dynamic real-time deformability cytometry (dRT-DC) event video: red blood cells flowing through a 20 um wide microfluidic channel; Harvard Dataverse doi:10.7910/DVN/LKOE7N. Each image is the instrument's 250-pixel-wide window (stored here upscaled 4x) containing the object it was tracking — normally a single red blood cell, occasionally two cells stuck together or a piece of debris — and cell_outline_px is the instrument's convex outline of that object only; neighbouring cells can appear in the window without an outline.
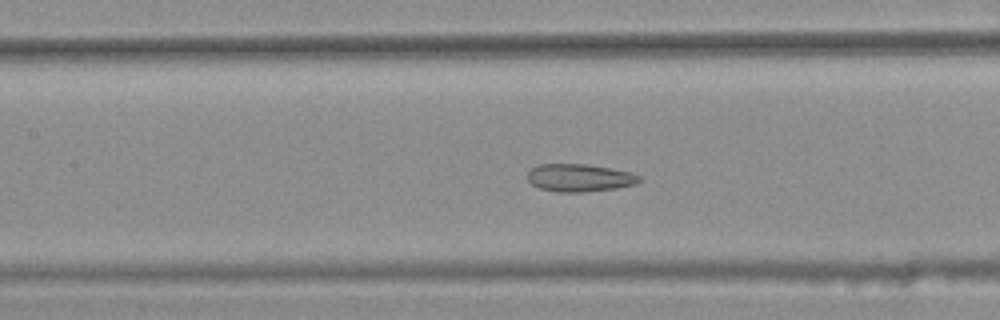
{"species": "common noctule bat (a hibernating species)", "species_latin": "Nyctalus noctula", "temperature_condition": "warm", "stored_images_in_passage": 44, "camera_frame_rate_fps": 3000, "um_per_image_px": 0.085, "animal": {"sex": "female", "body_mass_g": 25.1}, "frame": {"image": 1, "passage_image": 23, "time_ms": 7.333, "image_size_px": [1000, 320], "cell_outline_px": [[640, 180], [636, 184], [616, 188], [584, 192], [556, 192], [540, 188], [532, 184], [528, 180], [528, 168], [536, 164], [584, 164], [632, 172], [640, 176]], "centroid_in_image_um": [49.22, 15.11], "position_along_channel_um": 158.2, "area_um2": 18.09}}
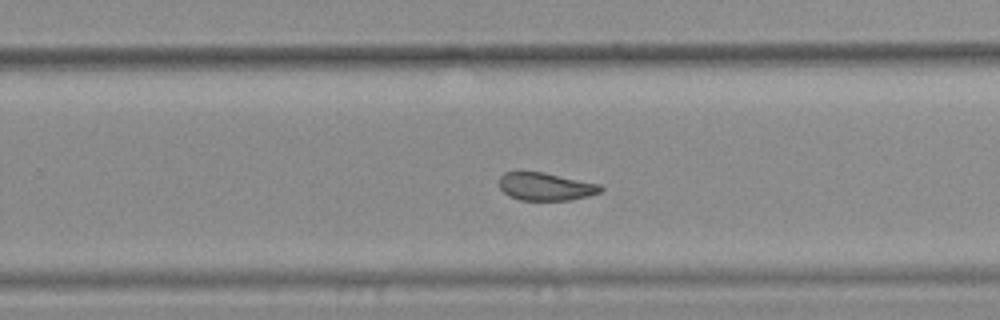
{"frame": {"image": 2, "passage_image": 33, "time_ms": 10.667, "image_size_px": [1000, 320], "cell_outline_px": [[604, 188], [600, 192], [588, 196], [572, 200], [520, 200], [508, 196], [500, 188], [500, 176], [504, 172], [544, 172], [600, 184]], "centroid_in_image_um": [46.39, 15.86], "position_along_channel_um": 283.4, "area_um2": 16.47}}
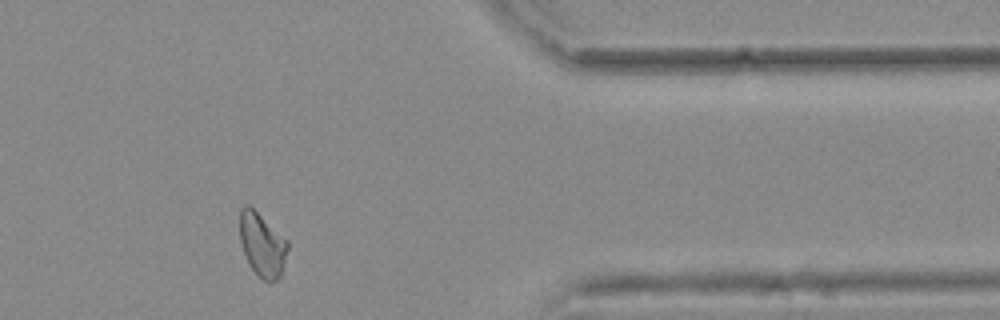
{"frame": {"image": 3, "passage_image": 43, "time_ms": 14.0, "image_size_px": [1000, 320], "cell_outline_px": [[288, 248], [280, 276], [276, 280], [264, 280], [248, 264], [240, 240], [240, 208], [244, 204], [248, 204], [288, 240]], "centroid_in_image_um": [22.28, 20.76], "position_along_channel_um": 389.1, "area_um2": 17.46}, "authors_computed_cell_mechanics": {"area_um2": 18.3804, "velocity_mm_per_s": 3.7705, "shape_relaxation_time_tau1_ms": null, "shape_relaxation_time_tau2_ms": 1.4646, "deformation_change_tau1": null, "deformation_change_tau2": 0.0804}}